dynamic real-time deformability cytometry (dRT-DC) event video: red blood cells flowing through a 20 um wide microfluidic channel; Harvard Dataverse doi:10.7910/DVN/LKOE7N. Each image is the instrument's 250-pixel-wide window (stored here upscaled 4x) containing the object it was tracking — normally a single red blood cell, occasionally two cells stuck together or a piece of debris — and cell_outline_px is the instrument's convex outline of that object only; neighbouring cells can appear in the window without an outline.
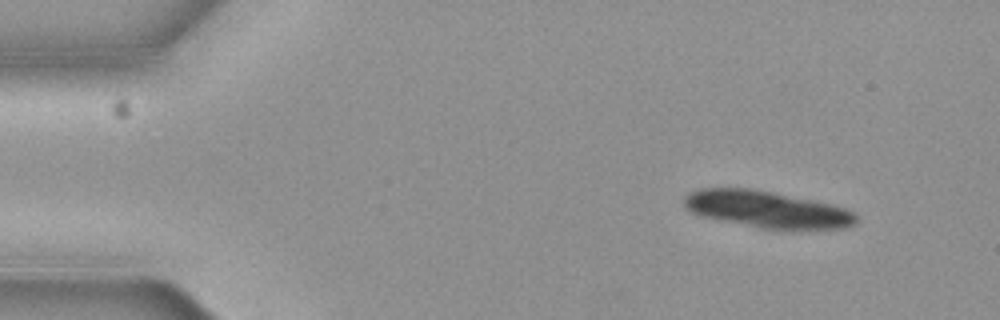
{"species": "common noctule bat (a hibernating species)", "species_latin": "Nyctalus noctula", "temperature_condition": "cold", "stored_images_in_passage": 5, "camera_frame_rate_fps": 3000, "um_per_image_px": 0.085, "animal": {"sex": "female", "body_mass_g": 19.3, "forearm_length_mm": 54.1}, "frame": {"image": 1, "passage_image": 1, "time_ms": 0.0, "image_size_px": [1000, 320], "cell_outline_px": [[860, 220], [856, 224], [844, 228], [764, 228], [700, 216], [688, 212], [684, 208], [684, 200], [692, 192], [700, 188], [748, 188], [828, 204], [844, 208], [852, 212]], "centroid_in_image_um": [65.14, 17.8], "position_along_channel_um": 19.9, "area_um2": 35.84}}